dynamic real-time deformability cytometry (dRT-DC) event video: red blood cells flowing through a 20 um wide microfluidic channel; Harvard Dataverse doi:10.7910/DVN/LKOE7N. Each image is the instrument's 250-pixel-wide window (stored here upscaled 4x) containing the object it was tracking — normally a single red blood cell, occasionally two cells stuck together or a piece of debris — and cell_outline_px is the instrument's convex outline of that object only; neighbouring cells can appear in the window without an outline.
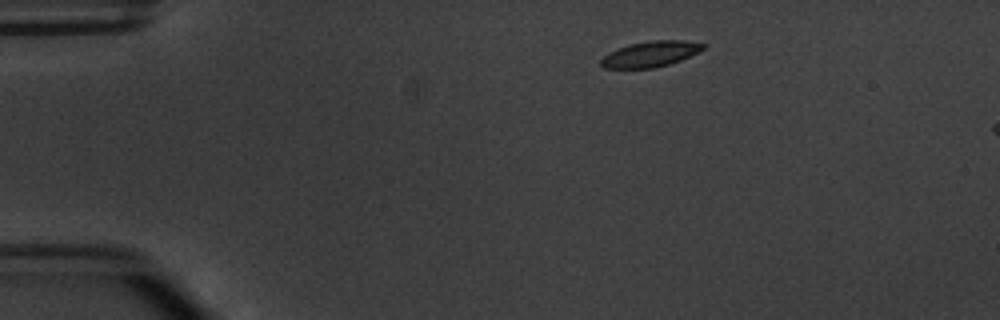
{"species": "common noctule bat (a hibernating species)", "species_latin": "Nyctalus noctula", "temperature_condition": "warm", "stored_images_in_passage": 3, "camera_frame_rate_fps": 3000, "um_per_image_px": 0.085, "animal": {"sex": "male", "body_mass_g": 20.1, "forearm_length_mm": 53.5}, "frame": {"image": 1, "passage_image": 1, "time_ms": 0.0, "image_size_px": [1000, 320], "cell_outline_px": [[708, 44], [704, 48], [680, 60], [668, 64], [652, 68], [604, 68], [600, 64], [600, 60], [608, 52], [628, 44], [648, 40], [684, 40]], "centroid_in_image_um": [55.26, 4.58], "position_along_channel_um": 29.7, "area_um2": 15.26}}